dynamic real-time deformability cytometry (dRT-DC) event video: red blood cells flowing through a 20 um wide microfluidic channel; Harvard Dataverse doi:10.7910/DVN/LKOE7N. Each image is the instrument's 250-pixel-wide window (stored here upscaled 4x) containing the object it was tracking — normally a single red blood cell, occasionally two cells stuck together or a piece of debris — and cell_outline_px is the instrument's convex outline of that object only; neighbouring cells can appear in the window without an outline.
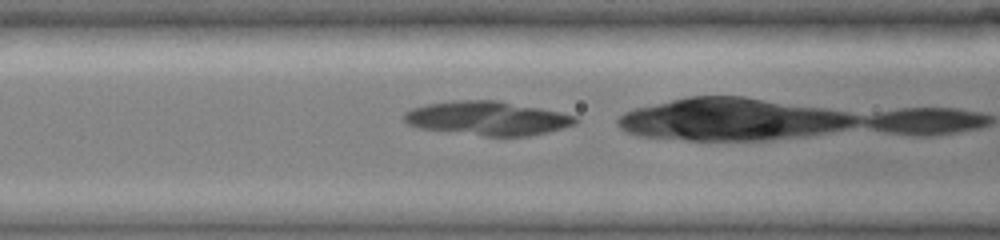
{"species": "common noctule bat (a hibernating species)", "species_latin": "Nyctalus noctula", "temperature_condition": "cold", "stored_images_in_passage": 15, "camera_frame_rate_fps": 3000, "um_per_image_px": 0.085, "animal": {"sex": "female", "body_mass_g": 19.0, "forearm_length_mm": 51.5}, "frame": {"image": 1, "passage_image": 5, "time_ms": 1.333, "image_size_px": [1000, 240], "cell_outline_px": [[580, 120], [576, 124], [548, 132], [528, 136], [484, 136], [420, 128], [408, 124], [404, 120], [404, 112], [412, 108], [428, 104], [452, 100], [500, 100], [560, 112], [576, 116]], "centroid_in_image_um": [41.46, 10.05], "position_along_channel_um": 125.1, "area_um2": 33.99}}